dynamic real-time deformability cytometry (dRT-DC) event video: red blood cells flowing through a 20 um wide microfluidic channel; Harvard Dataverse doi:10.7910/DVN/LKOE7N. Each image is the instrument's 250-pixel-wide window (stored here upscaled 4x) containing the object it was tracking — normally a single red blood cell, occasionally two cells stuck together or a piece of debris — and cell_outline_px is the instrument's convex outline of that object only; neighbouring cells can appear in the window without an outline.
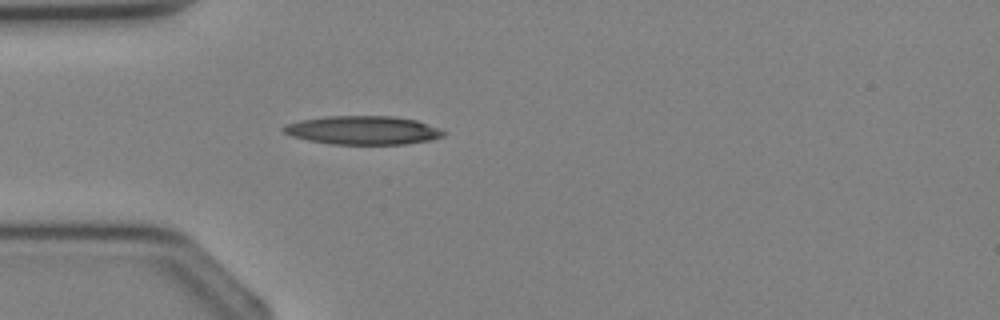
{"species": "Egyptian fruit bat (a non-hibernating species)", "species_latin": "Rousettus aegyptiacus", "temperature_condition": "cold", "stored_images_in_passage": 3, "camera_frame_rate_fps": 3000, "um_per_image_px": 0.085, "animal": {"sex": "female"}, "frame": {"image": 1, "passage_image": 3, "time_ms": 2.333, "image_size_px": [1000, 320], "cell_outline_px": [[448, 132], [444, 136], [432, 140], [404, 144], [332, 144], [308, 140], [292, 136], [284, 132], [280, 128], [288, 124], [300, 120], [328, 116], [392, 116], [416, 120], [440, 128]], "centroid_in_image_um": [30.9, 11.07], "position_along_channel_um": 54.1, "area_um2": 26.7}}